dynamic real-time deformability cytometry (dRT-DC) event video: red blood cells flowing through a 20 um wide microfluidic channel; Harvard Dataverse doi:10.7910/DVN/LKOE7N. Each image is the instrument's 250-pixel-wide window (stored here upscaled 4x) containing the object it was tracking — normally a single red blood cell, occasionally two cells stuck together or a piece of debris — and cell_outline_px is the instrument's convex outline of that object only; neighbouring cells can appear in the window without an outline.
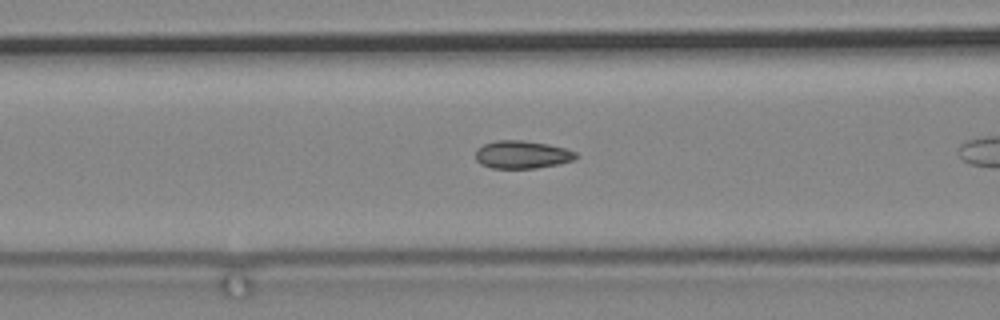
{"species": "common noctule bat (a hibernating species)", "species_latin": "Nyctalus noctula", "temperature_condition": "cold", "stored_images_in_passage": 4, "camera_frame_rate_fps": 3000, "um_per_image_px": 0.085, "animal": {"sex": "male", "body_mass_g": 19.2, "forearm_length_mm": 51.8}, "frame": {"image": 1, "passage_image": 3, "time_ms": 0.667, "image_size_px": [1000, 320], "cell_outline_px": [[576, 156], [572, 160], [560, 164], [536, 168], [492, 168], [480, 164], [476, 160], [476, 148], [484, 144], [496, 140], [524, 140], [548, 144], [568, 148], [576, 152]], "centroid_in_image_um": [44.37, 13.13], "position_along_channel_um": 122.2, "area_um2": 16.42}}